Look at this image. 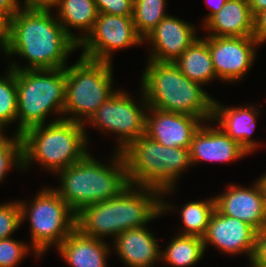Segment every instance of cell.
I'll return each instance as SVG.
<instances>
[{
    "label": "cell",
    "mask_w": 266,
    "mask_h": 267,
    "mask_svg": "<svg viewBox=\"0 0 266 267\" xmlns=\"http://www.w3.org/2000/svg\"><path fill=\"white\" fill-rule=\"evenodd\" d=\"M50 11L18 9L7 23V55L27 58L29 65L12 63V70H39L65 68L68 54L78 44L66 33ZM16 65V66H15Z\"/></svg>",
    "instance_id": "1"
},
{
    "label": "cell",
    "mask_w": 266,
    "mask_h": 267,
    "mask_svg": "<svg viewBox=\"0 0 266 267\" xmlns=\"http://www.w3.org/2000/svg\"><path fill=\"white\" fill-rule=\"evenodd\" d=\"M134 189L135 186L129 185L114 198L82 208L76 213V228L93 238L116 237L126 230L145 226L172 207L162 202L161 190L143 186H138L140 191Z\"/></svg>",
    "instance_id": "2"
},
{
    "label": "cell",
    "mask_w": 266,
    "mask_h": 267,
    "mask_svg": "<svg viewBox=\"0 0 266 267\" xmlns=\"http://www.w3.org/2000/svg\"><path fill=\"white\" fill-rule=\"evenodd\" d=\"M142 77V101L148 107L192 115L203 121L213 119L214 100L189 80L174 62L149 60Z\"/></svg>",
    "instance_id": "3"
},
{
    "label": "cell",
    "mask_w": 266,
    "mask_h": 267,
    "mask_svg": "<svg viewBox=\"0 0 266 267\" xmlns=\"http://www.w3.org/2000/svg\"><path fill=\"white\" fill-rule=\"evenodd\" d=\"M113 159L114 164L108 167L88 153L80 161L59 171L62 186L55 191L75 214L88 205L118 196L129 186L122 152L117 151Z\"/></svg>",
    "instance_id": "4"
},
{
    "label": "cell",
    "mask_w": 266,
    "mask_h": 267,
    "mask_svg": "<svg viewBox=\"0 0 266 267\" xmlns=\"http://www.w3.org/2000/svg\"><path fill=\"white\" fill-rule=\"evenodd\" d=\"M28 128L21 134L22 169L37 161L53 172H59L83 159L87 135L84 124L75 121L57 120Z\"/></svg>",
    "instance_id": "5"
},
{
    "label": "cell",
    "mask_w": 266,
    "mask_h": 267,
    "mask_svg": "<svg viewBox=\"0 0 266 267\" xmlns=\"http://www.w3.org/2000/svg\"><path fill=\"white\" fill-rule=\"evenodd\" d=\"M17 134L44 124L49 112L63 113L66 67L58 69L16 70Z\"/></svg>",
    "instance_id": "6"
},
{
    "label": "cell",
    "mask_w": 266,
    "mask_h": 267,
    "mask_svg": "<svg viewBox=\"0 0 266 267\" xmlns=\"http://www.w3.org/2000/svg\"><path fill=\"white\" fill-rule=\"evenodd\" d=\"M111 62L98 61L83 56L69 68L66 67L65 104L63 113L75 114L64 120L86 123L103 102L114 92ZM78 114V115H77ZM81 116H84L83 118Z\"/></svg>",
    "instance_id": "7"
},
{
    "label": "cell",
    "mask_w": 266,
    "mask_h": 267,
    "mask_svg": "<svg viewBox=\"0 0 266 267\" xmlns=\"http://www.w3.org/2000/svg\"><path fill=\"white\" fill-rule=\"evenodd\" d=\"M19 205L21 222L29 214L32 247L37 256L46 252L50 245L58 247L76 228V214L53 188L42 189L29 210L25 202L20 201Z\"/></svg>",
    "instance_id": "8"
},
{
    "label": "cell",
    "mask_w": 266,
    "mask_h": 267,
    "mask_svg": "<svg viewBox=\"0 0 266 267\" xmlns=\"http://www.w3.org/2000/svg\"><path fill=\"white\" fill-rule=\"evenodd\" d=\"M143 43L137 33L132 16L99 13L92 31L80 37L81 56L98 61L111 62L113 50Z\"/></svg>",
    "instance_id": "9"
},
{
    "label": "cell",
    "mask_w": 266,
    "mask_h": 267,
    "mask_svg": "<svg viewBox=\"0 0 266 267\" xmlns=\"http://www.w3.org/2000/svg\"><path fill=\"white\" fill-rule=\"evenodd\" d=\"M93 125L119 134L117 151H124L134 140L145 134L146 113L128 93L114 91L88 120Z\"/></svg>",
    "instance_id": "10"
},
{
    "label": "cell",
    "mask_w": 266,
    "mask_h": 267,
    "mask_svg": "<svg viewBox=\"0 0 266 267\" xmlns=\"http://www.w3.org/2000/svg\"><path fill=\"white\" fill-rule=\"evenodd\" d=\"M122 154L126 161L129 185L165 190L166 146L144 134Z\"/></svg>",
    "instance_id": "11"
},
{
    "label": "cell",
    "mask_w": 266,
    "mask_h": 267,
    "mask_svg": "<svg viewBox=\"0 0 266 267\" xmlns=\"http://www.w3.org/2000/svg\"><path fill=\"white\" fill-rule=\"evenodd\" d=\"M258 44L253 36H208V46L217 78L231 82L241 79L253 64Z\"/></svg>",
    "instance_id": "12"
},
{
    "label": "cell",
    "mask_w": 266,
    "mask_h": 267,
    "mask_svg": "<svg viewBox=\"0 0 266 267\" xmlns=\"http://www.w3.org/2000/svg\"><path fill=\"white\" fill-rule=\"evenodd\" d=\"M149 109L153 116L146 114L145 135L163 146L190 148L193 135L202 124L199 118L148 106L145 110Z\"/></svg>",
    "instance_id": "13"
},
{
    "label": "cell",
    "mask_w": 266,
    "mask_h": 267,
    "mask_svg": "<svg viewBox=\"0 0 266 267\" xmlns=\"http://www.w3.org/2000/svg\"><path fill=\"white\" fill-rule=\"evenodd\" d=\"M257 231L249 224L221 214L216 208L210 216L206 234L203 237L204 249L207 243L229 254L247 253L252 259Z\"/></svg>",
    "instance_id": "14"
},
{
    "label": "cell",
    "mask_w": 266,
    "mask_h": 267,
    "mask_svg": "<svg viewBox=\"0 0 266 267\" xmlns=\"http://www.w3.org/2000/svg\"><path fill=\"white\" fill-rule=\"evenodd\" d=\"M215 198V208L223 215L251 225L257 232L266 227V201L258 181L251 188L229 186Z\"/></svg>",
    "instance_id": "15"
},
{
    "label": "cell",
    "mask_w": 266,
    "mask_h": 267,
    "mask_svg": "<svg viewBox=\"0 0 266 267\" xmlns=\"http://www.w3.org/2000/svg\"><path fill=\"white\" fill-rule=\"evenodd\" d=\"M198 38L195 27L183 20L167 15L151 30L143 41H151V61L174 62Z\"/></svg>",
    "instance_id": "16"
},
{
    "label": "cell",
    "mask_w": 266,
    "mask_h": 267,
    "mask_svg": "<svg viewBox=\"0 0 266 267\" xmlns=\"http://www.w3.org/2000/svg\"><path fill=\"white\" fill-rule=\"evenodd\" d=\"M194 133L189 153L191 163L200 160L211 162H228L239 159L248 152L227 135L221 128L203 127Z\"/></svg>",
    "instance_id": "17"
},
{
    "label": "cell",
    "mask_w": 266,
    "mask_h": 267,
    "mask_svg": "<svg viewBox=\"0 0 266 267\" xmlns=\"http://www.w3.org/2000/svg\"><path fill=\"white\" fill-rule=\"evenodd\" d=\"M144 227L126 230L114 239L117 254L127 266L151 267L161 259L155 237Z\"/></svg>",
    "instance_id": "18"
},
{
    "label": "cell",
    "mask_w": 266,
    "mask_h": 267,
    "mask_svg": "<svg viewBox=\"0 0 266 267\" xmlns=\"http://www.w3.org/2000/svg\"><path fill=\"white\" fill-rule=\"evenodd\" d=\"M211 37H248L253 36V15L249 0H227L221 10L206 23Z\"/></svg>",
    "instance_id": "19"
},
{
    "label": "cell",
    "mask_w": 266,
    "mask_h": 267,
    "mask_svg": "<svg viewBox=\"0 0 266 267\" xmlns=\"http://www.w3.org/2000/svg\"><path fill=\"white\" fill-rule=\"evenodd\" d=\"M107 246L103 240L84 235L75 228L57 248L72 267H107Z\"/></svg>",
    "instance_id": "20"
},
{
    "label": "cell",
    "mask_w": 266,
    "mask_h": 267,
    "mask_svg": "<svg viewBox=\"0 0 266 267\" xmlns=\"http://www.w3.org/2000/svg\"><path fill=\"white\" fill-rule=\"evenodd\" d=\"M250 107L228 108L214 101L213 119L219 122L221 129L236 140L248 153L252 152L257 144L250 138L255 128L257 109Z\"/></svg>",
    "instance_id": "21"
},
{
    "label": "cell",
    "mask_w": 266,
    "mask_h": 267,
    "mask_svg": "<svg viewBox=\"0 0 266 267\" xmlns=\"http://www.w3.org/2000/svg\"><path fill=\"white\" fill-rule=\"evenodd\" d=\"M174 63L189 80L202 85L217 77L208 46V37L194 41Z\"/></svg>",
    "instance_id": "22"
},
{
    "label": "cell",
    "mask_w": 266,
    "mask_h": 267,
    "mask_svg": "<svg viewBox=\"0 0 266 267\" xmlns=\"http://www.w3.org/2000/svg\"><path fill=\"white\" fill-rule=\"evenodd\" d=\"M58 18L66 33L77 43L80 37L70 32L69 26L84 29L87 35L92 31L99 12L94 0H60Z\"/></svg>",
    "instance_id": "23"
},
{
    "label": "cell",
    "mask_w": 266,
    "mask_h": 267,
    "mask_svg": "<svg viewBox=\"0 0 266 267\" xmlns=\"http://www.w3.org/2000/svg\"><path fill=\"white\" fill-rule=\"evenodd\" d=\"M205 249L203 238L178 234L164 252L161 259L175 267H187L197 263Z\"/></svg>",
    "instance_id": "24"
},
{
    "label": "cell",
    "mask_w": 266,
    "mask_h": 267,
    "mask_svg": "<svg viewBox=\"0 0 266 267\" xmlns=\"http://www.w3.org/2000/svg\"><path fill=\"white\" fill-rule=\"evenodd\" d=\"M215 210V198L207 201L189 202L181 210L185 230L181 235L203 238L206 234L211 214Z\"/></svg>",
    "instance_id": "25"
},
{
    "label": "cell",
    "mask_w": 266,
    "mask_h": 267,
    "mask_svg": "<svg viewBox=\"0 0 266 267\" xmlns=\"http://www.w3.org/2000/svg\"><path fill=\"white\" fill-rule=\"evenodd\" d=\"M166 0H134L133 23L137 33L144 39L168 14L165 13Z\"/></svg>",
    "instance_id": "26"
},
{
    "label": "cell",
    "mask_w": 266,
    "mask_h": 267,
    "mask_svg": "<svg viewBox=\"0 0 266 267\" xmlns=\"http://www.w3.org/2000/svg\"><path fill=\"white\" fill-rule=\"evenodd\" d=\"M6 77L0 78V131L17 120L16 70L9 69Z\"/></svg>",
    "instance_id": "27"
},
{
    "label": "cell",
    "mask_w": 266,
    "mask_h": 267,
    "mask_svg": "<svg viewBox=\"0 0 266 267\" xmlns=\"http://www.w3.org/2000/svg\"><path fill=\"white\" fill-rule=\"evenodd\" d=\"M192 165L190 159L189 148L167 147L166 146V164H165V190L162 194L169 193L173 189L175 181L180 173Z\"/></svg>",
    "instance_id": "28"
},
{
    "label": "cell",
    "mask_w": 266,
    "mask_h": 267,
    "mask_svg": "<svg viewBox=\"0 0 266 267\" xmlns=\"http://www.w3.org/2000/svg\"><path fill=\"white\" fill-rule=\"evenodd\" d=\"M17 163V164H15ZM22 139L21 135L15 133V138L8 139L2 134L0 136V181L6 175L11 166L17 165L22 168ZM10 167V168H9Z\"/></svg>",
    "instance_id": "29"
},
{
    "label": "cell",
    "mask_w": 266,
    "mask_h": 267,
    "mask_svg": "<svg viewBox=\"0 0 266 267\" xmlns=\"http://www.w3.org/2000/svg\"><path fill=\"white\" fill-rule=\"evenodd\" d=\"M20 224L22 222L19 202L0 205V239L9 238Z\"/></svg>",
    "instance_id": "30"
},
{
    "label": "cell",
    "mask_w": 266,
    "mask_h": 267,
    "mask_svg": "<svg viewBox=\"0 0 266 267\" xmlns=\"http://www.w3.org/2000/svg\"><path fill=\"white\" fill-rule=\"evenodd\" d=\"M29 246L9 238L0 239V267H15L20 262Z\"/></svg>",
    "instance_id": "31"
},
{
    "label": "cell",
    "mask_w": 266,
    "mask_h": 267,
    "mask_svg": "<svg viewBox=\"0 0 266 267\" xmlns=\"http://www.w3.org/2000/svg\"><path fill=\"white\" fill-rule=\"evenodd\" d=\"M99 13L132 16L134 0H94Z\"/></svg>",
    "instance_id": "32"
},
{
    "label": "cell",
    "mask_w": 266,
    "mask_h": 267,
    "mask_svg": "<svg viewBox=\"0 0 266 267\" xmlns=\"http://www.w3.org/2000/svg\"><path fill=\"white\" fill-rule=\"evenodd\" d=\"M251 265L252 267H266V227L256 233Z\"/></svg>",
    "instance_id": "33"
},
{
    "label": "cell",
    "mask_w": 266,
    "mask_h": 267,
    "mask_svg": "<svg viewBox=\"0 0 266 267\" xmlns=\"http://www.w3.org/2000/svg\"><path fill=\"white\" fill-rule=\"evenodd\" d=\"M253 37L259 43L266 41V9L253 17Z\"/></svg>",
    "instance_id": "34"
},
{
    "label": "cell",
    "mask_w": 266,
    "mask_h": 267,
    "mask_svg": "<svg viewBox=\"0 0 266 267\" xmlns=\"http://www.w3.org/2000/svg\"><path fill=\"white\" fill-rule=\"evenodd\" d=\"M19 8L18 0H0V18L7 24Z\"/></svg>",
    "instance_id": "35"
},
{
    "label": "cell",
    "mask_w": 266,
    "mask_h": 267,
    "mask_svg": "<svg viewBox=\"0 0 266 267\" xmlns=\"http://www.w3.org/2000/svg\"><path fill=\"white\" fill-rule=\"evenodd\" d=\"M24 9L33 11H51V7H57L60 0H24Z\"/></svg>",
    "instance_id": "36"
},
{
    "label": "cell",
    "mask_w": 266,
    "mask_h": 267,
    "mask_svg": "<svg viewBox=\"0 0 266 267\" xmlns=\"http://www.w3.org/2000/svg\"><path fill=\"white\" fill-rule=\"evenodd\" d=\"M250 10L253 17L258 13L266 9V0H249Z\"/></svg>",
    "instance_id": "37"
},
{
    "label": "cell",
    "mask_w": 266,
    "mask_h": 267,
    "mask_svg": "<svg viewBox=\"0 0 266 267\" xmlns=\"http://www.w3.org/2000/svg\"><path fill=\"white\" fill-rule=\"evenodd\" d=\"M226 1L227 0H216V1L215 0H212L210 3H212V4L214 3V4H213V6L211 5V7H210L211 8V12L205 18V21L204 22L206 23L214 14H216L217 12H219L221 10V8L223 7V5L226 3Z\"/></svg>",
    "instance_id": "38"
},
{
    "label": "cell",
    "mask_w": 266,
    "mask_h": 267,
    "mask_svg": "<svg viewBox=\"0 0 266 267\" xmlns=\"http://www.w3.org/2000/svg\"><path fill=\"white\" fill-rule=\"evenodd\" d=\"M0 36H7V24L0 18Z\"/></svg>",
    "instance_id": "39"
},
{
    "label": "cell",
    "mask_w": 266,
    "mask_h": 267,
    "mask_svg": "<svg viewBox=\"0 0 266 267\" xmlns=\"http://www.w3.org/2000/svg\"><path fill=\"white\" fill-rule=\"evenodd\" d=\"M258 182L260 183V185L262 187L265 201H266V174L264 176L260 177V179H258Z\"/></svg>",
    "instance_id": "40"
},
{
    "label": "cell",
    "mask_w": 266,
    "mask_h": 267,
    "mask_svg": "<svg viewBox=\"0 0 266 267\" xmlns=\"http://www.w3.org/2000/svg\"><path fill=\"white\" fill-rule=\"evenodd\" d=\"M0 47H2L5 54H7V36H0Z\"/></svg>",
    "instance_id": "41"
}]
</instances>
